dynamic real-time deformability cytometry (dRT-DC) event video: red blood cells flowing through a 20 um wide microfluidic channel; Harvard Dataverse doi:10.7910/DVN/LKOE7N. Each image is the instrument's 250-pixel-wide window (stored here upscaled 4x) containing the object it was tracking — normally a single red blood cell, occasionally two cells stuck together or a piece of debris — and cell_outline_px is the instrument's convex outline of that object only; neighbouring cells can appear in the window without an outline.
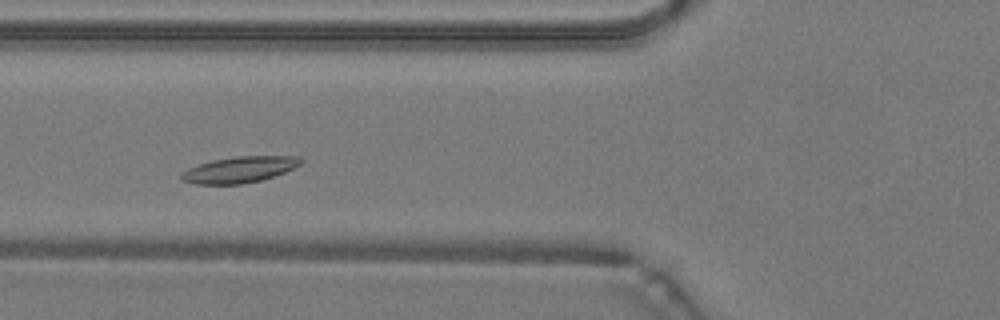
{"species": "common noctule bat (a hibernating species)", "species_latin": "Nyctalus noctula", "temperature_condition": "warm", "stored_images_in_passage": 35, "camera_frame_rate_fps": 3000, "um_per_image_px": 0.085, "animal": {"sex": "male", "body_mass_g": 19.2, "forearm_length_mm": 51.8}, "frame": {"image": 1, "passage_image": 9, "time_ms": 2.667, "image_size_px": [1000, 320], "cell_outline_px": [[304, 160], [300, 164], [284, 172], [260, 180], [244, 184], [192, 184], [180, 180], [180, 172], [188, 168], [212, 160], [236, 156], [300, 156]], "centroid_in_image_um": [20.3, 14.42], "position_along_channel_um": 105.5, "area_um2": 18.21}}
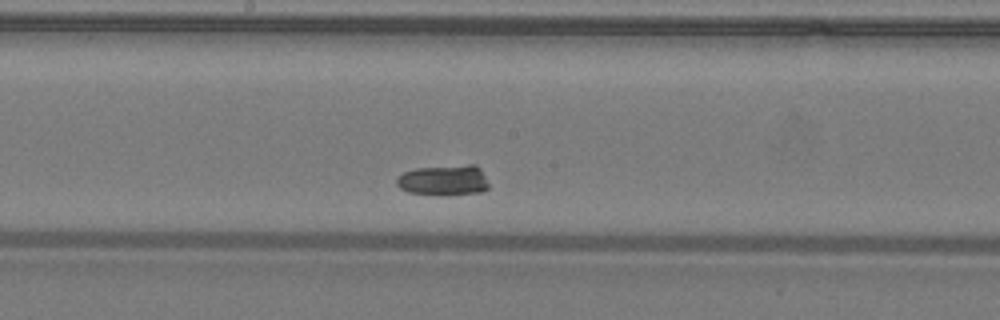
{"frame": {"image": 2, "passage_image": 17, "time_ms": 5.333, "image_size_px": [1000, 320], "cell_outline_px": [[488, 188], [484, 192], [448, 196], [444, 196], [408, 192], [400, 188], [396, 184], [396, 180], [404, 172], [416, 168], [468, 164], [476, 164], [480, 168], [488, 184]], "centroid_in_image_um": [37.75, 15.33], "position_along_channel_um": 210.5, "area_um2": 16.7}}
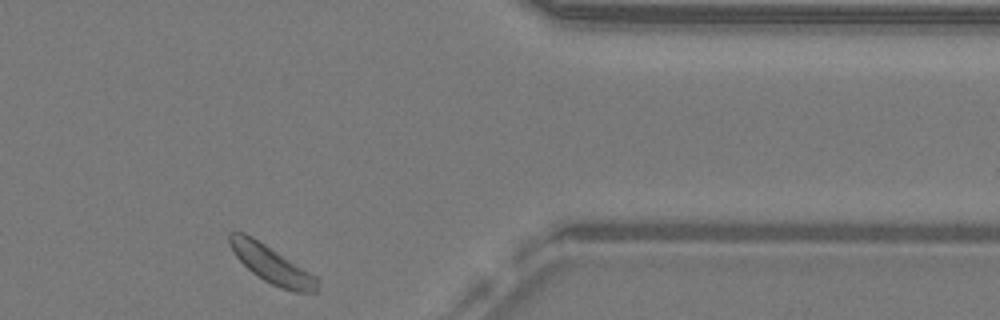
{"frame": {"image": 3, "passage_image": 33, "time_ms": 10.667, "image_size_px": [1000, 320], "cell_outline_px": [[316, 292], [292, 292], [280, 288], [264, 280], [252, 272], [232, 252], [228, 244], [228, 232], [244, 232], [252, 236], [316, 276]], "centroid_in_image_um": [23.02, 22.45], "position_along_channel_um": 388.4, "area_um2": 18.84}, "authors_computed_cell_mechanics": {"area_um2": 18.3226, "velocity_mm_per_s": 3.7818, "shape_relaxation_time_tau1_ms": 4.1907, "shape_relaxation_time_tau2_ms": 2.8379, "deformation_change_tau1": 0.2081, "deformation_change_tau2": 0.0624}}